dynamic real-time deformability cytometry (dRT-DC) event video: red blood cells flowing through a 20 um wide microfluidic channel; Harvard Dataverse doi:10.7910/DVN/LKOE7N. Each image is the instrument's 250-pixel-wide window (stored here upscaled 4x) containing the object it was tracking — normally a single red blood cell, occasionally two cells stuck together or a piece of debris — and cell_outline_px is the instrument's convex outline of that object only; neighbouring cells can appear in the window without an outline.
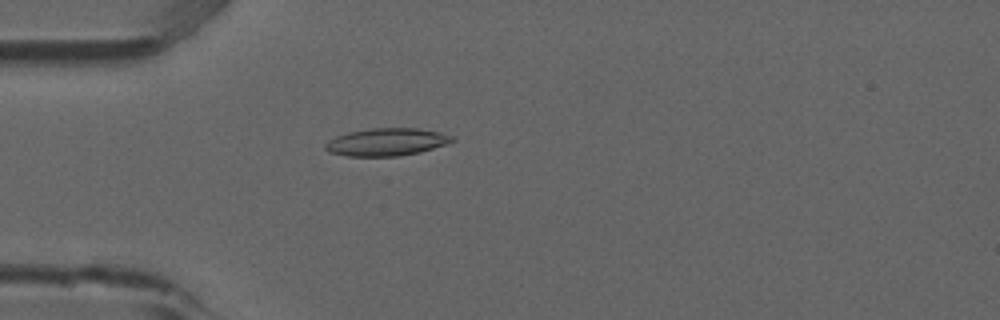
{"species": "common noctule bat (a hibernating species)", "species_latin": "Nyctalus noctula", "temperature_condition": "room temperature", "stored_images_in_passage": 47, "camera_frame_rate_fps": 3000, "um_per_image_px": 0.085, "animal": {"sex": "male", "forearm_length_mm": 52.5}, "frame": {"image": 1, "passage_image": 9, "time_ms": 2.667, "image_size_px": [1000, 320], "cell_outline_px": [[456, 140], [420, 152], [400, 156], [348, 156], [328, 152], [324, 148], [324, 144], [328, 140], [336, 136], [348, 132], [372, 128], [416, 128], [440, 132], [452, 136]], "centroid_in_image_um": [32.82, 12.07], "position_along_channel_um": 52.2, "area_um2": 20.35}}
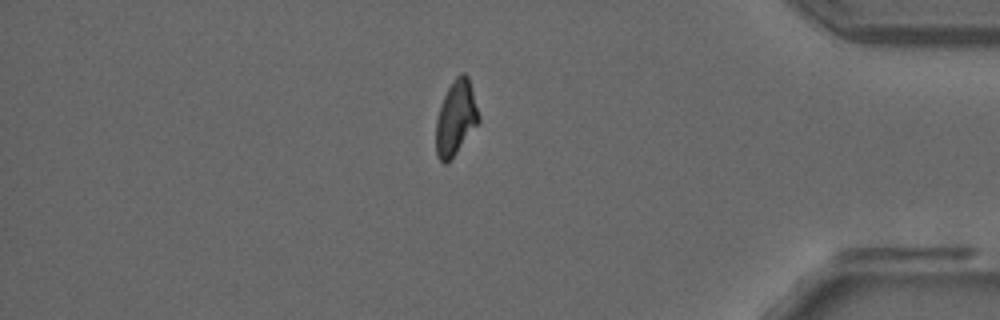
{"frame": {"image": 2, "passage_image": 39, "time_ms": 12.667, "image_size_px": [1000, 320], "cell_outline_px": [[480, 120], [448, 164], [444, 164], [440, 160], [436, 152], [436, 120], [440, 104], [452, 80], [460, 72], [464, 72], [468, 76], [480, 116]], "centroid_in_image_um": [38.74, 10.01], "position_along_channel_um": 396.5, "area_um2": 18.61}}
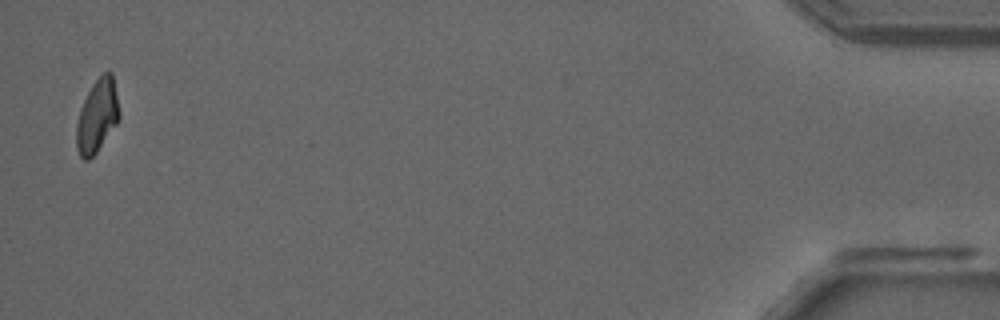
{"frame": {"image": 3, "passage_image": 46, "time_ms": 15.0, "image_size_px": [1000, 320], "cell_outline_px": [[120, 116], [116, 124], [96, 152], [88, 160], [84, 160], [80, 156], [76, 148], [76, 124], [80, 108], [92, 84], [104, 72], [112, 72], [120, 112]], "centroid_in_image_um": [8.25, 9.86], "position_along_channel_um": 427.0, "area_um2": 18.09}, "authors_computed_cell_mechanics": {"area_um2": 19.074, "velocity_mm_per_s": 3.8653, "shape_relaxation_time_tau1_ms": null, "shape_relaxation_time_tau2_ms": 3.2937, "deformation_change_tau1": null, "deformation_change_tau2": 0.0818}}